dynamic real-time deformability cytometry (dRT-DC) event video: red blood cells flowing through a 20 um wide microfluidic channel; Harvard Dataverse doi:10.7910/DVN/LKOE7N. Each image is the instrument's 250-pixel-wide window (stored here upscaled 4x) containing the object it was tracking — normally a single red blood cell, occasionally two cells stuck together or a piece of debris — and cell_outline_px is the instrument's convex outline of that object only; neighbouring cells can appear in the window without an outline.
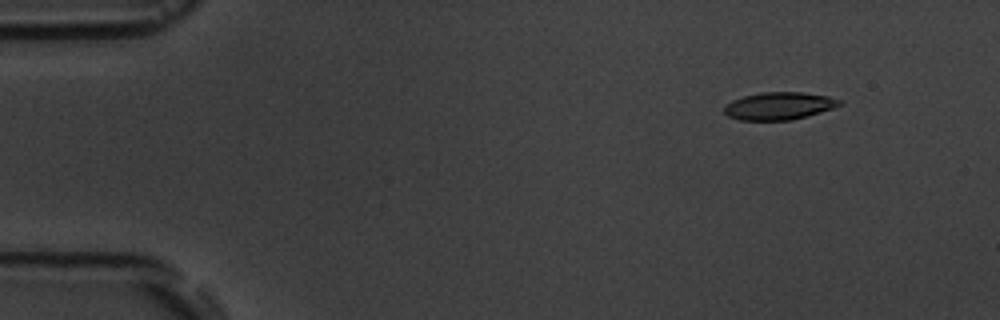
{"species": "common noctule bat (a hibernating species)", "species_latin": "Nyctalus noctula", "temperature_condition": "room temperature", "stored_images_in_passage": 3, "camera_frame_rate_fps": 3000, "um_per_image_px": 0.085, "animal": {"sex": "male", "body_mass_g": 19.5, "forearm_length_mm": 54.6}, "frame": {"image": 1, "passage_image": 1, "time_ms": 0.0, "image_size_px": [1000, 320], "cell_outline_px": [[844, 100], [840, 104], [832, 108], [820, 112], [792, 120], [740, 120], [728, 116], [724, 112], [724, 104], [732, 100], [744, 96], [760, 92], [800, 92], [828, 96]], "centroid_in_image_um": [66.19, 9.0], "position_along_channel_um": 18.8, "area_um2": 18.5}}